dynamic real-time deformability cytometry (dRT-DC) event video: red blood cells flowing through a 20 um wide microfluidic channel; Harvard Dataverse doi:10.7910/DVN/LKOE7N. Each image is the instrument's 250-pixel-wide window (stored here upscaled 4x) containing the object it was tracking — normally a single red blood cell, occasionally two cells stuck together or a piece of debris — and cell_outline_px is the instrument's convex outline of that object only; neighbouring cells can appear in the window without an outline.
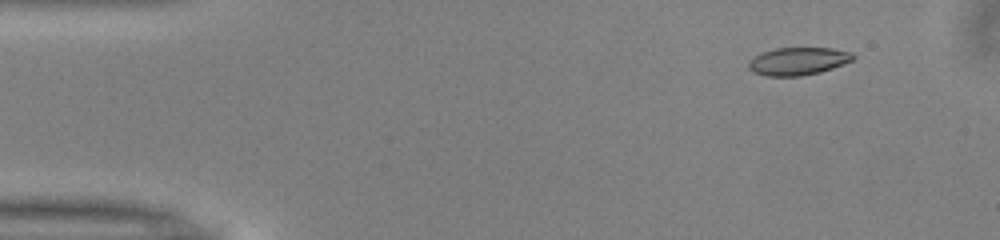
{"species": "common noctule bat (a hibernating species)", "species_latin": "Nyctalus noctula", "temperature_condition": "warm", "stored_images_in_passage": 16, "camera_frame_rate_fps": 3000, "um_per_image_px": 0.085, "animal": {"sex": "male", "body_mass_g": 13.0, "forearm_length_mm": 53.1}, "frame": {"image": 1, "passage_image": 5, "time_ms": 1.333, "image_size_px": [1000, 240], "cell_outline_px": [[856, 56], [852, 60], [844, 64], [820, 72], [800, 76], [764, 76], [752, 72], [748, 68], [748, 60], [760, 52], [776, 48], [832, 48], [852, 52]], "centroid_in_image_um": [67.8, 5.2], "position_along_channel_um": 17.2, "area_um2": 17.11}}
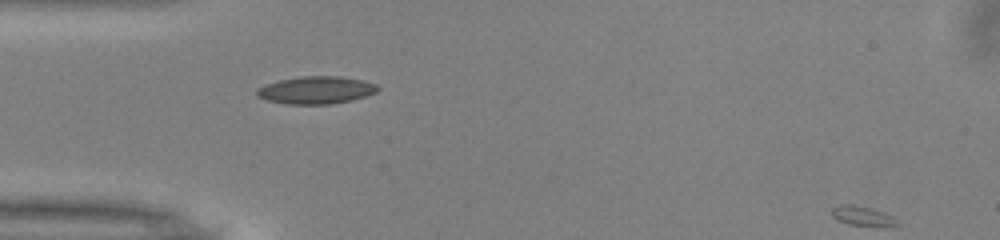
{"frame": {"image": 2, "passage_image": 15, "time_ms": 4.667, "image_size_px": [1000, 240], "cell_outline_px": [[380, 88], [376, 92], [352, 100], [328, 104], [288, 104], [268, 100], [256, 96], [256, 88], [280, 80], [304, 76], [340, 76], [360, 80], [376, 84]], "centroid_in_image_um": [26.86, 7.66], "position_along_channel_um": 58.1, "area_um2": 19.13}}